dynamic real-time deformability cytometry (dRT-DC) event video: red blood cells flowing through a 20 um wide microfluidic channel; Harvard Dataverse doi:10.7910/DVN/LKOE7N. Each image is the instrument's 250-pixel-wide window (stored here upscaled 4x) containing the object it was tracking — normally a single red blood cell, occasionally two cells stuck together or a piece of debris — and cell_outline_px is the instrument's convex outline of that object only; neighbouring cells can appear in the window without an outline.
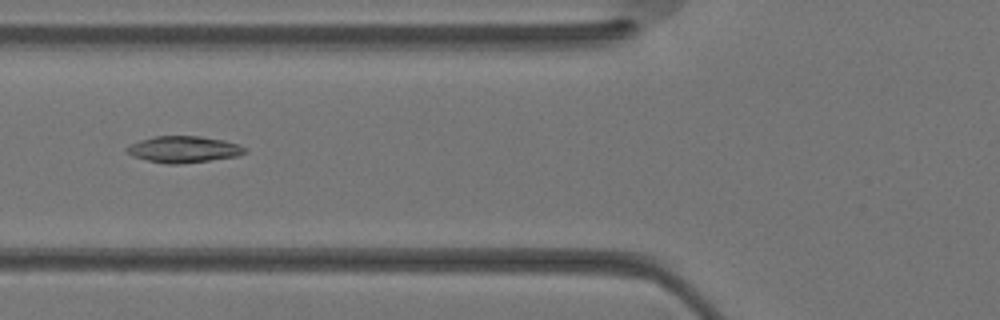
{"species": "Egyptian fruit bat (a non-hibernating species)", "species_latin": "Rousettus aegyptiacus", "temperature_condition": "warm", "stored_images_in_passage": 25, "camera_frame_rate_fps": 3000, "um_per_image_px": 0.085, "animal": {"sex": "female"}, "frame": {"image": 1, "passage_image": 4, "time_ms": 1.0, "image_size_px": [1000, 320], "cell_outline_px": [[244, 152], [232, 156], [204, 160], [152, 160], [140, 156], [132, 152], [140, 144], [148, 140], [160, 136], [192, 136], [216, 140], [232, 144], [240, 148]], "centroid_in_image_um": [15.76, 12.64], "position_along_channel_um": 110.0, "area_um2": 14.74}}
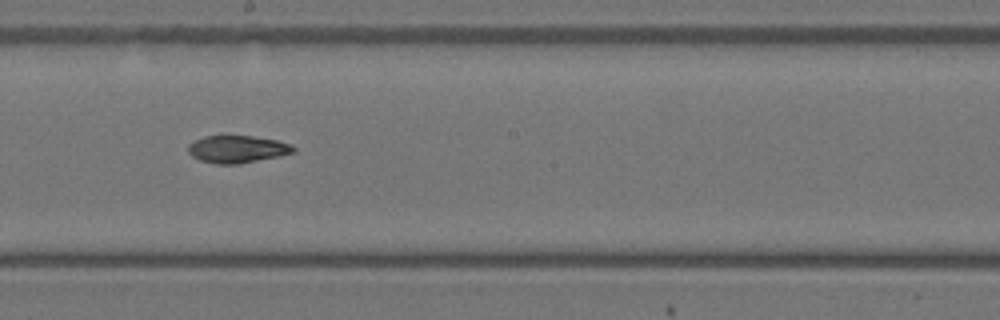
{"frame": {"image": 2, "passage_image": 10, "time_ms": 3.0, "image_size_px": [1000, 320], "cell_outline_px": [[292, 152], [252, 160], [228, 164], [204, 160], [196, 156], [188, 148], [192, 144], [208, 136], [248, 136], [272, 140], [288, 144], [292, 148]], "centroid_in_image_um": [20.16, 12.65], "position_along_channel_um": 228.0, "area_um2": 14.91}}
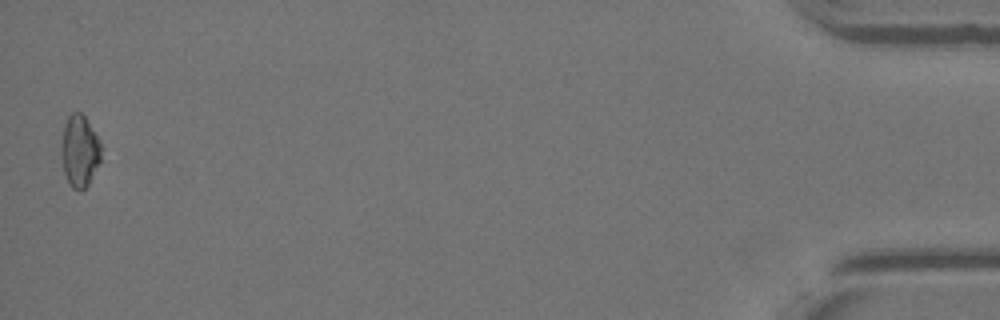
{"frame": {"image": 3, "passage_image": 25, "time_ms": 8.0, "image_size_px": [1000, 320], "cell_outline_px": [[100, 160], [84, 188], [76, 188], [68, 180], [64, 168], [64, 132], [68, 120], [72, 116], [80, 112], [84, 116], [100, 148]], "centroid_in_image_um": [6.79, 12.85], "position_along_channel_um": 428.4, "area_um2": 14.45}}